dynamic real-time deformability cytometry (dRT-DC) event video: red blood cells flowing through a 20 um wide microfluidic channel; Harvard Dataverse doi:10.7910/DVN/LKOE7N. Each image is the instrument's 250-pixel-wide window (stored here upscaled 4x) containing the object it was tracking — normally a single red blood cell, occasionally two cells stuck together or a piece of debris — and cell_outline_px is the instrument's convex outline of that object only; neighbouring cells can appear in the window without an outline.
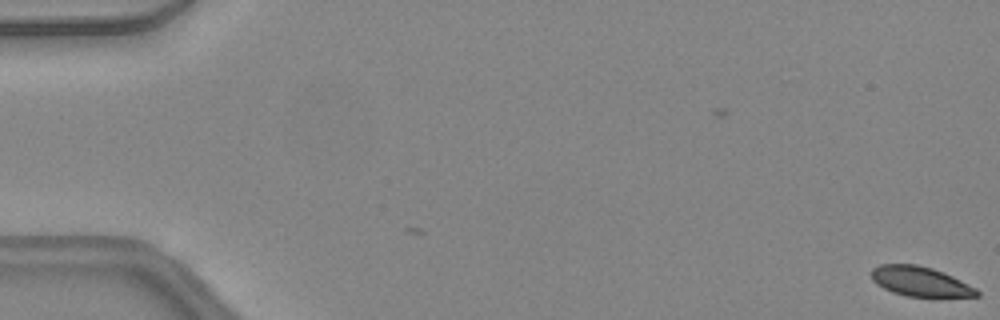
{"species": "common noctule bat (a hibernating species)", "species_latin": "Nyctalus noctula", "temperature_condition": "warm", "stored_images_in_passage": 2, "camera_frame_rate_fps": 3000, "um_per_image_px": 0.085, "animal": {"sex": "female", "body_mass_g": 24.6, "forearm_length_mm": 56.2}, "frame": {"image": 1, "passage_image": 2, "time_ms": 0.333, "image_size_px": [1000, 320], "cell_outline_px": [[980, 296], [908, 296], [892, 292], [876, 284], [872, 280], [872, 268], [880, 264], [916, 264], [932, 268], [944, 272], [976, 288], [980, 292]], "centroid_in_image_um": [78.2, 23.91], "position_along_channel_um": 6.8, "area_um2": 18.09}}